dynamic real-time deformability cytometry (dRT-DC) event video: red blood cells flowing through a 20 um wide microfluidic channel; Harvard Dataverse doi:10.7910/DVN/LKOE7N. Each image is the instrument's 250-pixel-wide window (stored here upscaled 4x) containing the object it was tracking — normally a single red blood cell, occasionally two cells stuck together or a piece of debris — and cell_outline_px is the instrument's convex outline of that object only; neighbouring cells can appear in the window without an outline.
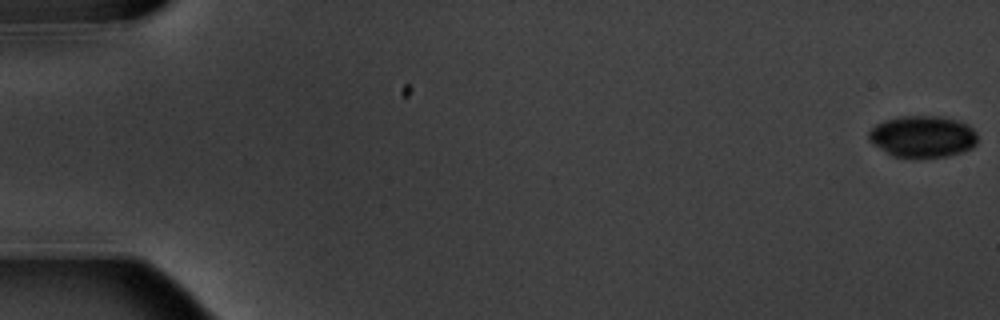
{"species": "common noctule bat (a hibernating species)", "species_latin": "Nyctalus noctula", "temperature_condition": "warm", "stored_images_in_passage": 10, "camera_frame_rate_fps": 3000, "um_per_image_px": 0.085, "animal": {"sex": "male", "body_mass_g": 20.1, "forearm_length_mm": 53.5}, "frame": {"image": 1, "passage_image": 1, "time_ms": 0.0, "image_size_px": [1000, 320], "cell_outline_px": [[976, 144], [972, 148], [964, 152], [948, 156], [912, 160], [892, 156], [868, 140], [868, 132], [876, 124], [884, 120], [900, 116], [944, 116], [968, 124], [976, 132]], "centroid_in_image_um": [78.42, 11.63], "position_along_channel_um": 6.6, "area_um2": 27.11}}